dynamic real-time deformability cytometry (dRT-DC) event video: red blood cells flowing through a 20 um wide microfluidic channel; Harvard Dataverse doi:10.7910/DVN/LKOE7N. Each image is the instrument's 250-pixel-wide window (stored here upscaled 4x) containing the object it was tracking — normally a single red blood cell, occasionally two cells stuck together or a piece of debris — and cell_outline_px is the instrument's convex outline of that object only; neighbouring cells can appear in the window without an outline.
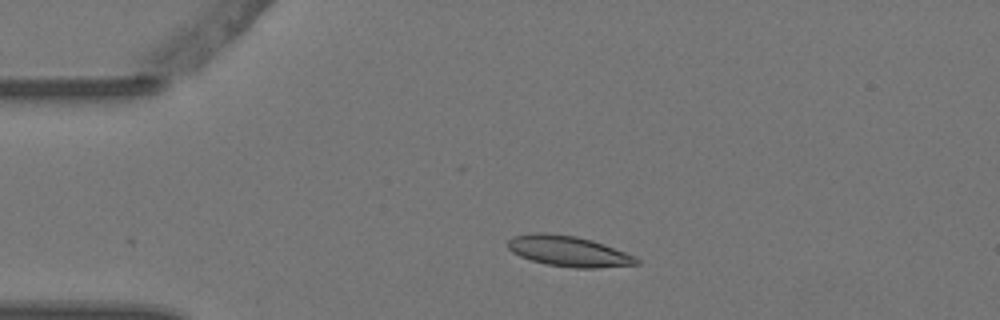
{"species": "Egyptian fruit bat (a non-hibernating species)", "species_latin": "Rousettus aegyptiacus", "temperature_condition": "warm", "stored_images_in_passage": 3, "camera_frame_rate_fps": 3000, "um_per_image_px": 0.085, "animal": {"sex": "female"}, "frame": {"image": 1, "passage_image": 2, "time_ms": 0.333, "image_size_px": [1000, 320], "cell_outline_px": [[640, 264], [596, 268], [572, 268], [548, 264], [532, 260], [520, 256], [512, 252], [508, 248], [508, 240], [512, 236], [532, 232], [548, 232], [576, 236], [592, 240], [604, 244], [636, 256], [640, 260]], "centroid_in_image_um": [48.33, 21.34], "position_along_channel_um": 36.7, "area_um2": 23.12}}